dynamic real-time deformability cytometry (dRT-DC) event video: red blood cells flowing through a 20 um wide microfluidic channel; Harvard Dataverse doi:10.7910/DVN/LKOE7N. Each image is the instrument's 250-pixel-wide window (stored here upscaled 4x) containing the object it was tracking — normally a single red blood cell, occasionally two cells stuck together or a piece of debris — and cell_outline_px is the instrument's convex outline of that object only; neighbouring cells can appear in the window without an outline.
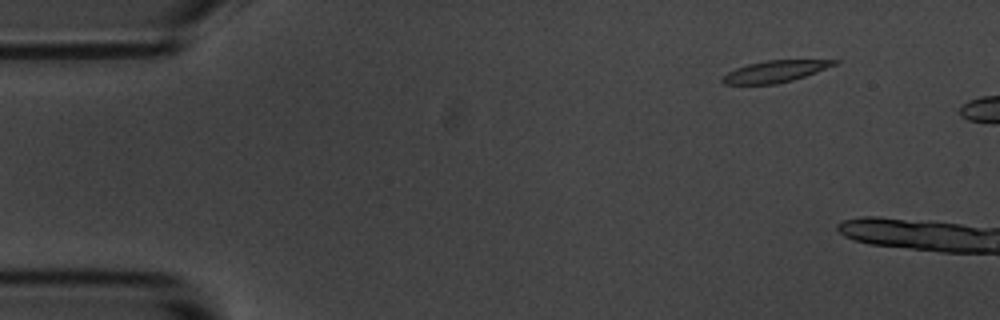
{"species": "common noctule bat (a hibernating species)", "species_latin": "Nyctalus noctula", "temperature_condition": "room temperature", "stored_images_in_passage": 6, "camera_frame_rate_fps": 3000, "um_per_image_px": 0.085, "animal": {"sex": "male", "body_mass_g": 20.1, "forearm_length_mm": 53.5}, "frame": {"image": 1, "passage_image": 6, "time_ms": 6.0, "image_size_px": [1000, 320], "cell_outline_px": [[840, 60], [836, 64], [816, 72], [792, 80], [776, 84], [724, 84], [720, 80], [728, 72], [736, 68], [748, 64], [768, 60]], "centroid_in_image_um": [65.86, 6.07], "position_along_channel_um": 19.1, "area_um2": 13.87}}